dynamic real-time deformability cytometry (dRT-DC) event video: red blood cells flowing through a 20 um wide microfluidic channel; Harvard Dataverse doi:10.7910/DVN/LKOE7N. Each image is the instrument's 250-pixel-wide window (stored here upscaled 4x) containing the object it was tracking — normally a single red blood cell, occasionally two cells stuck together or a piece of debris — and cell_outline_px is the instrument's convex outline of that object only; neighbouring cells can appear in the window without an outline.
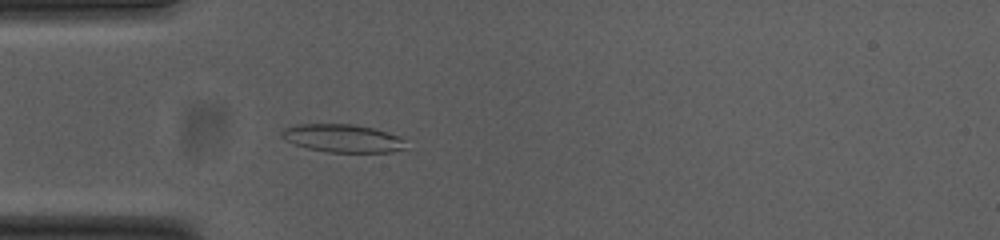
{"species": "common noctule bat (a hibernating species)", "species_latin": "Nyctalus noctula", "temperature_condition": "cold", "stored_images_in_passage": 52, "camera_frame_rate_fps": 3000, "um_per_image_px": 0.085, "animal": {"sex": "female", "body_mass_g": 23.0, "forearm_length_mm": 53.4}, "frame": {"image": 1, "passage_image": 14, "time_ms": 4.333, "image_size_px": [1000, 240], "cell_outline_px": [[404, 148], [392, 152], [328, 152], [308, 148], [284, 140], [280, 136], [280, 132], [284, 128], [296, 124], [352, 124], [372, 128], [396, 136], [404, 140]], "centroid_in_image_um": [29.04, 11.75], "position_along_channel_um": 56.0, "area_um2": 20.0}}
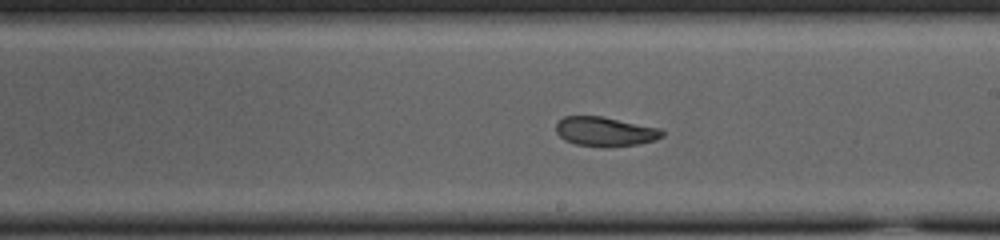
{"frame": {"image": 2, "passage_image": 29, "time_ms": 9.333, "image_size_px": [1000, 240], "cell_outline_px": [[664, 136], [656, 140], [636, 144], [608, 148], [604, 148], [576, 144], [564, 140], [556, 132], [556, 124], [564, 116], [604, 116], [660, 128], [664, 132]], "centroid_in_image_um": [51.45, 11.19], "position_along_channel_um": 237.6, "area_um2": 18.44}}
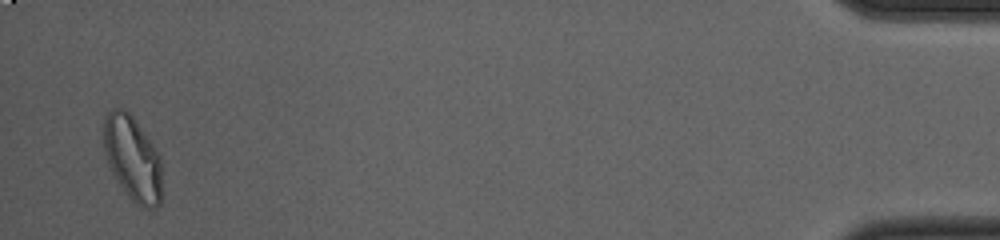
{"frame": {"image": 3, "passage_image": 51, "time_ms": 16.667, "image_size_px": [1000, 240], "cell_outline_px": [[160, 204], [156, 208], [148, 212], [140, 208], [128, 196], [112, 172], [104, 152], [104, 116], [108, 112], [116, 108], [124, 108], [132, 116], [156, 148], [160, 156]], "centroid_in_image_um": [11.27, 13.5], "position_along_channel_um": 423.9, "area_um2": 28.73}, "authors_computed_cell_mechanics": {"area_um2": 20.7213, "velocity_mm_per_s": 3.731, "shape_relaxation_time_tau1_ms": null, "shape_relaxation_time_tau2_ms": 2.7686, "deformation_change_tau1": null, "deformation_change_tau2": 0.0926}}